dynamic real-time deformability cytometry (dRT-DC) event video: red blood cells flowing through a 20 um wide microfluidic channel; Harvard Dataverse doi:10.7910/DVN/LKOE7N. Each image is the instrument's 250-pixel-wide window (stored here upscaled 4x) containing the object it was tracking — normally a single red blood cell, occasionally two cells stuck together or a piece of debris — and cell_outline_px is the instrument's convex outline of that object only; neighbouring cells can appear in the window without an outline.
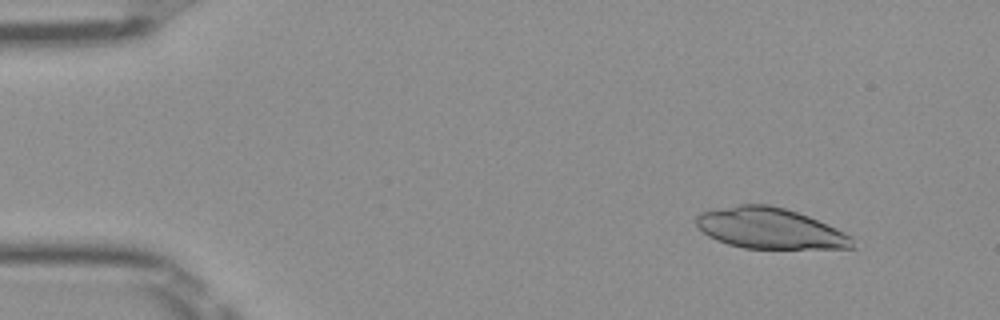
{"species": "Egyptian fruit bat (a non-hibernating species)", "species_latin": "Rousettus aegyptiacus", "temperature_condition": "room temperature", "stored_images_in_passage": 51, "camera_frame_rate_fps": 3000, "um_per_image_px": 0.085, "frame": {"image": 1, "passage_image": 6, "time_ms": 1.667, "image_size_px": [1000, 320], "cell_outline_px": [[856, 248], [744, 248], [728, 244], [716, 240], [708, 236], [696, 224], [696, 216], [700, 212], [712, 208], [740, 204], [768, 204], [784, 208], [808, 216], [836, 228], [852, 236]], "centroid_in_image_um": [65.42, 19.4], "position_along_channel_um": 19.6, "area_um2": 37.17}}